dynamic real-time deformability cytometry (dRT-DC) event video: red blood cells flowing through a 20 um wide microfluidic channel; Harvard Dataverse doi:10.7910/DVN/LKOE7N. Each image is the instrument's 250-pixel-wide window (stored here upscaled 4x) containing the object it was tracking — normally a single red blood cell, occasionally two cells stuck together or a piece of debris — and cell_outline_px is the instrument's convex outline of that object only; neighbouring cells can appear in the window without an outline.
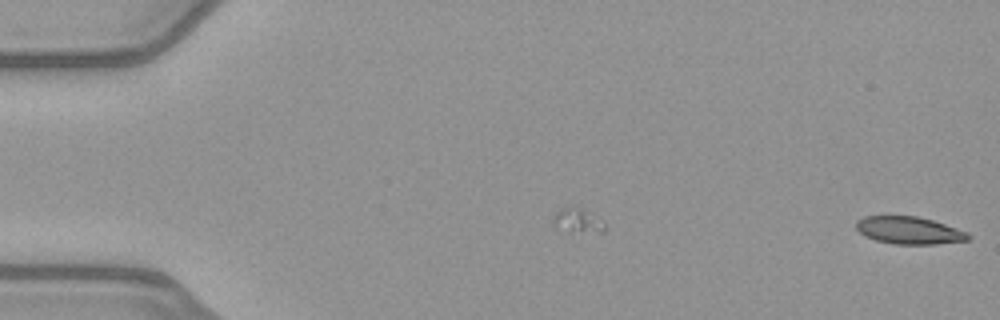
{"species": "common noctule bat (a hibernating species)", "species_latin": "Nyctalus noctula", "temperature_condition": "warm", "stored_images_in_passage": 14, "segment_of_instrument_passage": [2, 2], "camera_frame_rate_fps": 3000, "um_per_image_px": 0.085, "animal": {"sex": "female", "body_mass_g": 21.9}, "frame": {"image": 1, "passage_image": 14, "time_ms": 4.333, "image_size_px": [1000, 320], "cell_outline_px": [[972, 236], [968, 240], [936, 244], [896, 244], [876, 240], [864, 236], [856, 228], [856, 220], [864, 216], [916, 216], [932, 220], [968, 232]], "centroid_in_image_um": [77.27, 19.58], "position_along_channel_um": 7.7, "area_um2": 17.86}}